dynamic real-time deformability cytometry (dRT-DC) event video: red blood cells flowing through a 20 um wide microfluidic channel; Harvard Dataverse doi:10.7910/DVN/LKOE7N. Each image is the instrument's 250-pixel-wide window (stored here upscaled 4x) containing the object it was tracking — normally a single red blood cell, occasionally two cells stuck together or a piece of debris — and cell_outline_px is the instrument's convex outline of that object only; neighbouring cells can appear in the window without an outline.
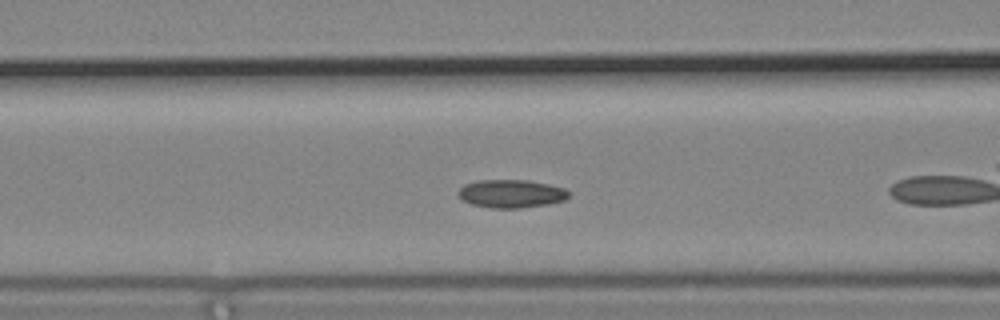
{"species": "common noctule bat (a hibernating species)", "species_latin": "Nyctalus noctula", "temperature_condition": "cold", "stored_images_in_passage": 41, "camera_frame_rate_fps": 3000, "um_per_image_px": 0.085, "animal": {"sex": "male", "body_mass_g": 19.2, "forearm_length_mm": 51.8}, "frame": {"image": 1, "passage_image": 7, "time_ms": 2.0, "image_size_px": [1000, 320], "cell_outline_px": [[568, 196], [564, 200], [548, 204], [520, 208], [492, 208], [472, 204], [460, 200], [456, 192], [464, 184], [476, 180], [528, 180], [548, 184], [564, 188], [568, 192]], "centroid_in_image_um": [43.39, 16.46], "position_along_channel_um": 123.2, "area_um2": 18.21}, "authors_computed_cell_mechanics": {"area_um2": 17.6868, "velocity_mm_per_s": 3.675, "shape_relaxation_time_tau1_ms": null, "shape_relaxation_time_tau2_ms": 7.1472, "deformation_change_tau1": null, "deformation_change_tau2": 0.0962}}